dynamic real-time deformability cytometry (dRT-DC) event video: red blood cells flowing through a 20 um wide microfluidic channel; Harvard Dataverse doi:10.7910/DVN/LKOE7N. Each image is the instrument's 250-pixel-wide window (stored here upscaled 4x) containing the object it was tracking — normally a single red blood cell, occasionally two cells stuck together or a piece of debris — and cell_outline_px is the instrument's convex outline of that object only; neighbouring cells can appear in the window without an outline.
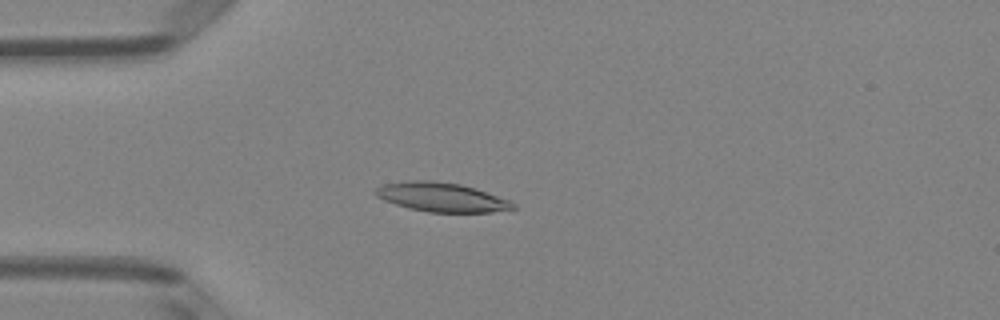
{"species": "Egyptian fruit bat (a non-hibernating species)", "species_latin": "Rousettus aegyptiacus", "temperature_condition": "room temperature", "stored_images_in_passage": 51, "camera_frame_rate_fps": 3000, "um_per_image_px": 0.085, "animal": {"sex": "female"}, "frame": {"image": 1, "passage_image": 14, "time_ms": 4.333, "image_size_px": [1000, 320], "cell_outline_px": [[516, 208], [512, 212], [428, 212], [408, 208], [384, 200], [376, 196], [372, 192], [376, 188], [384, 184], [408, 180], [428, 180], [460, 184], [476, 188], [512, 200], [516, 204]], "centroid_in_image_um": [37.62, 16.77], "position_along_channel_um": 47.4, "area_um2": 23.81}}
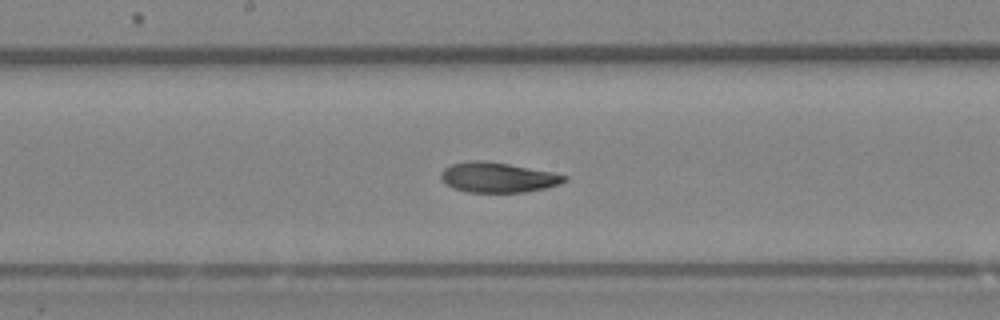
{"frame": {"image": 2, "passage_image": 27, "time_ms": 8.667, "image_size_px": [1000, 320], "cell_outline_px": [[568, 180], [560, 184], [544, 188], [524, 192], [468, 192], [452, 188], [444, 184], [440, 180], [440, 172], [444, 168], [452, 164], [468, 160], [484, 160], [508, 164], [552, 172], [568, 176]], "centroid_in_image_um": [42.27, 15.08], "position_along_channel_um": 205.9, "area_um2": 21.79}}
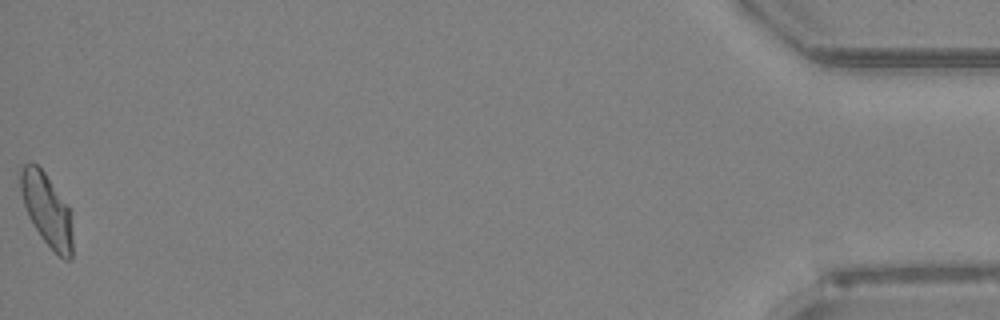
{"frame": {"image": 3, "passage_image": 51, "time_ms": 16.667, "image_size_px": [1000, 320], "cell_outline_px": [[72, 260], [64, 260], [40, 236], [28, 216], [24, 204], [20, 188], [20, 168], [24, 164], [32, 160], [44, 172], [68, 208], [72, 232]], "centroid_in_image_um": [3.95, 17.82], "position_along_channel_um": 431.3, "area_um2": 21.5}, "authors_computed_cell_mechanics": {"area_um2": 22.3108, "velocity_mm_per_s": 4.0229, "shape_relaxation_time_tau1_ms": 6.4485, "shape_relaxation_time_tau2_ms": 6.4212, "deformation_change_tau1": 0.1789, "deformation_change_tau2": 0.1038}}